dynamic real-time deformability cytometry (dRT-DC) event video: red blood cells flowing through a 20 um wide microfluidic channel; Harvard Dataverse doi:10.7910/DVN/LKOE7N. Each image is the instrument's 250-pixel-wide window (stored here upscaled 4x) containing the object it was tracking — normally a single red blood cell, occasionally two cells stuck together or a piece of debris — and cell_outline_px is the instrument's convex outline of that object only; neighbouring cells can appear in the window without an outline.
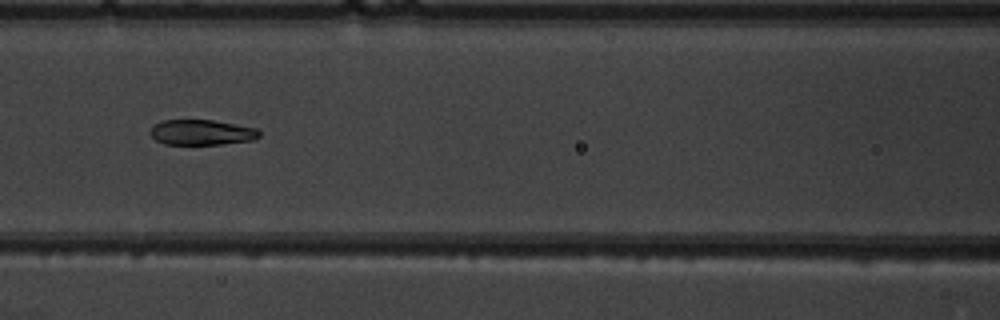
{"species": "common noctule bat (a hibernating species)", "species_latin": "Nyctalus noctula", "temperature_condition": "warm", "stored_images_in_passage": 8, "camera_frame_rate_fps": 3000, "um_per_image_px": 0.085, "animal": {"sex": "male", "body_mass_g": 19.5, "forearm_length_mm": 54.6}, "frame": {"image": 1, "passage_image": 8, "time_ms": 8.0, "image_size_px": [1000, 320], "cell_outline_px": [[260, 136], [252, 140], [220, 144], [164, 144], [156, 140], [152, 136], [152, 128], [160, 120], [212, 120], [256, 128], [260, 132]], "centroid_in_image_um": [17.15, 11.25], "position_along_channel_um": 149.5, "area_um2": 15.84}}